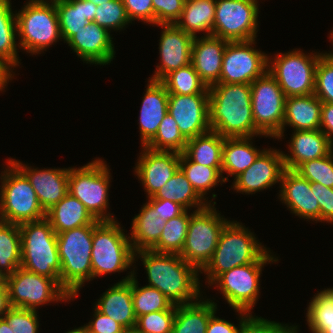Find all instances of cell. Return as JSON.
<instances>
[{
    "label": "cell",
    "mask_w": 333,
    "mask_h": 333,
    "mask_svg": "<svg viewBox=\"0 0 333 333\" xmlns=\"http://www.w3.org/2000/svg\"><path fill=\"white\" fill-rule=\"evenodd\" d=\"M190 217L191 214L185 210L181 215L167 220L158 243L151 250L180 254L186 240Z\"/></svg>",
    "instance_id": "cell-42"
},
{
    "label": "cell",
    "mask_w": 333,
    "mask_h": 333,
    "mask_svg": "<svg viewBox=\"0 0 333 333\" xmlns=\"http://www.w3.org/2000/svg\"><path fill=\"white\" fill-rule=\"evenodd\" d=\"M135 274L134 270L131 271L130 275L108 288L95 303L101 313L111 317L124 329L134 328L137 322L132 299V276Z\"/></svg>",
    "instance_id": "cell-25"
},
{
    "label": "cell",
    "mask_w": 333,
    "mask_h": 333,
    "mask_svg": "<svg viewBox=\"0 0 333 333\" xmlns=\"http://www.w3.org/2000/svg\"><path fill=\"white\" fill-rule=\"evenodd\" d=\"M15 14L20 38L18 47L27 53L39 54L62 39L55 0H29Z\"/></svg>",
    "instance_id": "cell-6"
},
{
    "label": "cell",
    "mask_w": 333,
    "mask_h": 333,
    "mask_svg": "<svg viewBox=\"0 0 333 333\" xmlns=\"http://www.w3.org/2000/svg\"><path fill=\"white\" fill-rule=\"evenodd\" d=\"M259 12L257 0H216L213 36L229 42L255 39Z\"/></svg>",
    "instance_id": "cell-14"
},
{
    "label": "cell",
    "mask_w": 333,
    "mask_h": 333,
    "mask_svg": "<svg viewBox=\"0 0 333 333\" xmlns=\"http://www.w3.org/2000/svg\"><path fill=\"white\" fill-rule=\"evenodd\" d=\"M14 333H38L36 310L12 307L4 316Z\"/></svg>",
    "instance_id": "cell-50"
},
{
    "label": "cell",
    "mask_w": 333,
    "mask_h": 333,
    "mask_svg": "<svg viewBox=\"0 0 333 333\" xmlns=\"http://www.w3.org/2000/svg\"><path fill=\"white\" fill-rule=\"evenodd\" d=\"M228 42L213 35L193 40L191 63L208 88L219 83L223 53Z\"/></svg>",
    "instance_id": "cell-24"
},
{
    "label": "cell",
    "mask_w": 333,
    "mask_h": 333,
    "mask_svg": "<svg viewBox=\"0 0 333 333\" xmlns=\"http://www.w3.org/2000/svg\"><path fill=\"white\" fill-rule=\"evenodd\" d=\"M165 224L166 221L157 217L154 208L146 202L132 220L129 239L133 250H151L158 243Z\"/></svg>",
    "instance_id": "cell-32"
},
{
    "label": "cell",
    "mask_w": 333,
    "mask_h": 333,
    "mask_svg": "<svg viewBox=\"0 0 333 333\" xmlns=\"http://www.w3.org/2000/svg\"><path fill=\"white\" fill-rule=\"evenodd\" d=\"M117 220L100 221L93 229L91 265L95 277L122 272L133 265L135 251Z\"/></svg>",
    "instance_id": "cell-7"
},
{
    "label": "cell",
    "mask_w": 333,
    "mask_h": 333,
    "mask_svg": "<svg viewBox=\"0 0 333 333\" xmlns=\"http://www.w3.org/2000/svg\"><path fill=\"white\" fill-rule=\"evenodd\" d=\"M11 308L7 286H0V317H3Z\"/></svg>",
    "instance_id": "cell-58"
},
{
    "label": "cell",
    "mask_w": 333,
    "mask_h": 333,
    "mask_svg": "<svg viewBox=\"0 0 333 333\" xmlns=\"http://www.w3.org/2000/svg\"><path fill=\"white\" fill-rule=\"evenodd\" d=\"M252 137L224 138L222 170L234 179L248 169L265 150L252 145Z\"/></svg>",
    "instance_id": "cell-33"
},
{
    "label": "cell",
    "mask_w": 333,
    "mask_h": 333,
    "mask_svg": "<svg viewBox=\"0 0 333 333\" xmlns=\"http://www.w3.org/2000/svg\"><path fill=\"white\" fill-rule=\"evenodd\" d=\"M179 168L185 174L187 180L191 183L196 192L204 198V195L219 182L228 181L227 177L222 175V167H208L189 160L183 153L179 161ZM222 179V180H221Z\"/></svg>",
    "instance_id": "cell-39"
},
{
    "label": "cell",
    "mask_w": 333,
    "mask_h": 333,
    "mask_svg": "<svg viewBox=\"0 0 333 333\" xmlns=\"http://www.w3.org/2000/svg\"><path fill=\"white\" fill-rule=\"evenodd\" d=\"M214 313L208 322L206 333H238L239 326L215 316Z\"/></svg>",
    "instance_id": "cell-57"
},
{
    "label": "cell",
    "mask_w": 333,
    "mask_h": 333,
    "mask_svg": "<svg viewBox=\"0 0 333 333\" xmlns=\"http://www.w3.org/2000/svg\"><path fill=\"white\" fill-rule=\"evenodd\" d=\"M132 276V299L136 318L151 312L169 310L174 304L158 289L151 286L139 287Z\"/></svg>",
    "instance_id": "cell-43"
},
{
    "label": "cell",
    "mask_w": 333,
    "mask_h": 333,
    "mask_svg": "<svg viewBox=\"0 0 333 333\" xmlns=\"http://www.w3.org/2000/svg\"><path fill=\"white\" fill-rule=\"evenodd\" d=\"M21 267V234L19 224L0 220V271L6 276Z\"/></svg>",
    "instance_id": "cell-38"
},
{
    "label": "cell",
    "mask_w": 333,
    "mask_h": 333,
    "mask_svg": "<svg viewBox=\"0 0 333 333\" xmlns=\"http://www.w3.org/2000/svg\"><path fill=\"white\" fill-rule=\"evenodd\" d=\"M161 82L169 94L191 95L209 93V88L201 80L192 63L171 71Z\"/></svg>",
    "instance_id": "cell-41"
},
{
    "label": "cell",
    "mask_w": 333,
    "mask_h": 333,
    "mask_svg": "<svg viewBox=\"0 0 333 333\" xmlns=\"http://www.w3.org/2000/svg\"><path fill=\"white\" fill-rule=\"evenodd\" d=\"M94 23L107 29L121 30L131 23L122 0H111L96 7Z\"/></svg>",
    "instance_id": "cell-46"
},
{
    "label": "cell",
    "mask_w": 333,
    "mask_h": 333,
    "mask_svg": "<svg viewBox=\"0 0 333 333\" xmlns=\"http://www.w3.org/2000/svg\"><path fill=\"white\" fill-rule=\"evenodd\" d=\"M163 29L160 42L159 54L160 65L152 75L151 80L161 81L173 70L187 66L191 63L192 43L194 37L178 28L175 24H159Z\"/></svg>",
    "instance_id": "cell-20"
},
{
    "label": "cell",
    "mask_w": 333,
    "mask_h": 333,
    "mask_svg": "<svg viewBox=\"0 0 333 333\" xmlns=\"http://www.w3.org/2000/svg\"><path fill=\"white\" fill-rule=\"evenodd\" d=\"M322 104L314 94L286 97L281 137L286 125L294 131L320 129Z\"/></svg>",
    "instance_id": "cell-28"
},
{
    "label": "cell",
    "mask_w": 333,
    "mask_h": 333,
    "mask_svg": "<svg viewBox=\"0 0 333 333\" xmlns=\"http://www.w3.org/2000/svg\"><path fill=\"white\" fill-rule=\"evenodd\" d=\"M87 1H91V2H93L95 5H101L102 3L104 4L105 2H109V1H111V0H87Z\"/></svg>",
    "instance_id": "cell-64"
},
{
    "label": "cell",
    "mask_w": 333,
    "mask_h": 333,
    "mask_svg": "<svg viewBox=\"0 0 333 333\" xmlns=\"http://www.w3.org/2000/svg\"><path fill=\"white\" fill-rule=\"evenodd\" d=\"M0 286H6V275L0 271Z\"/></svg>",
    "instance_id": "cell-62"
},
{
    "label": "cell",
    "mask_w": 333,
    "mask_h": 333,
    "mask_svg": "<svg viewBox=\"0 0 333 333\" xmlns=\"http://www.w3.org/2000/svg\"><path fill=\"white\" fill-rule=\"evenodd\" d=\"M21 234V267L29 272L54 279L61 286L57 234L50 222L39 221L19 224Z\"/></svg>",
    "instance_id": "cell-5"
},
{
    "label": "cell",
    "mask_w": 333,
    "mask_h": 333,
    "mask_svg": "<svg viewBox=\"0 0 333 333\" xmlns=\"http://www.w3.org/2000/svg\"><path fill=\"white\" fill-rule=\"evenodd\" d=\"M269 262H254L234 267L220 274L211 285H217L223 298L234 310L250 313L259 297L262 268Z\"/></svg>",
    "instance_id": "cell-16"
},
{
    "label": "cell",
    "mask_w": 333,
    "mask_h": 333,
    "mask_svg": "<svg viewBox=\"0 0 333 333\" xmlns=\"http://www.w3.org/2000/svg\"><path fill=\"white\" fill-rule=\"evenodd\" d=\"M0 333H14L4 317H0Z\"/></svg>",
    "instance_id": "cell-60"
},
{
    "label": "cell",
    "mask_w": 333,
    "mask_h": 333,
    "mask_svg": "<svg viewBox=\"0 0 333 333\" xmlns=\"http://www.w3.org/2000/svg\"><path fill=\"white\" fill-rule=\"evenodd\" d=\"M186 0H152L153 24H175L180 18Z\"/></svg>",
    "instance_id": "cell-51"
},
{
    "label": "cell",
    "mask_w": 333,
    "mask_h": 333,
    "mask_svg": "<svg viewBox=\"0 0 333 333\" xmlns=\"http://www.w3.org/2000/svg\"><path fill=\"white\" fill-rule=\"evenodd\" d=\"M60 33L67 41L88 22H93L97 5L87 0H55Z\"/></svg>",
    "instance_id": "cell-31"
},
{
    "label": "cell",
    "mask_w": 333,
    "mask_h": 333,
    "mask_svg": "<svg viewBox=\"0 0 333 333\" xmlns=\"http://www.w3.org/2000/svg\"><path fill=\"white\" fill-rule=\"evenodd\" d=\"M209 125L224 138L257 137L251 84L217 83L209 87Z\"/></svg>",
    "instance_id": "cell-2"
},
{
    "label": "cell",
    "mask_w": 333,
    "mask_h": 333,
    "mask_svg": "<svg viewBox=\"0 0 333 333\" xmlns=\"http://www.w3.org/2000/svg\"><path fill=\"white\" fill-rule=\"evenodd\" d=\"M294 171L309 182L333 188V150L324 157L300 164Z\"/></svg>",
    "instance_id": "cell-45"
},
{
    "label": "cell",
    "mask_w": 333,
    "mask_h": 333,
    "mask_svg": "<svg viewBox=\"0 0 333 333\" xmlns=\"http://www.w3.org/2000/svg\"><path fill=\"white\" fill-rule=\"evenodd\" d=\"M176 314V305L169 310H162L141 315L135 328L139 333H172Z\"/></svg>",
    "instance_id": "cell-49"
},
{
    "label": "cell",
    "mask_w": 333,
    "mask_h": 333,
    "mask_svg": "<svg viewBox=\"0 0 333 333\" xmlns=\"http://www.w3.org/2000/svg\"><path fill=\"white\" fill-rule=\"evenodd\" d=\"M323 54L307 55L299 49L279 53L274 61L268 58V71L286 97L310 95L314 93L316 67Z\"/></svg>",
    "instance_id": "cell-11"
},
{
    "label": "cell",
    "mask_w": 333,
    "mask_h": 333,
    "mask_svg": "<svg viewBox=\"0 0 333 333\" xmlns=\"http://www.w3.org/2000/svg\"><path fill=\"white\" fill-rule=\"evenodd\" d=\"M7 163L0 176V220L21 224L46 218L26 176L10 160Z\"/></svg>",
    "instance_id": "cell-8"
},
{
    "label": "cell",
    "mask_w": 333,
    "mask_h": 333,
    "mask_svg": "<svg viewBox=\"0 0 333 333\" xmlns=\"http://www.w3.org/2000/svg\"><path fill=\"white\" fill-rule=\"evenodd\" d=\"M286 96L267 71L251 83V107L256 129L262 136L281 139Z\"/></svg>",
    "instance_id": "cell-12"
},
{
    "label": "cell",
    "mask_w": 333,
    "mask_h": 333,
    "mask_svg": "<svg viewBox=\"0 0 333 333\" xmlns=\"http://www.w3.org/2000/svg\"><path fill=\"white\" fill-rule=\"evenodd\" d=\"M128 19L131 21L142 20L144 23H153L152 0H122Z\"/></svg>",
    "instance_id": "cell-53"
},
{
    "label": "cell",
    "mask_w": 333,
    "mask_h": 333,
    "mask_svg": "<svg viewBox=\"0 0 333 333\" xmlns=\"http://www.w3.org/2000/svg\"><path fill=\"white\" fill-rule=\"evenodd\" d=\"M224 137L215 131L187 140L183 154L192 162L208 167H222Z\"/></svg>",
    "instance_id": "cell-35"
},
{
    "label": "cell",
    "mask_w": 333,
    "mask_h": 333,
    "mask_svg": "<svg viewBox=\"0 0 333 333\" xmlns=\"http://www.w3.org/2000/svg\"><path fill=\"white\" fill-rule=\"evenodd\" d=\"M148 203L154 208L157 217L164 221L177 217L186 210L179 203L165 199H154L150 197L148 198Z\"/></svg>",
    "instance_id": "cell-55"
},
{
    "label": "cell",
    "mask_w": 333,
    "mask_h": 333,
    "mask_svg": "<svg viewBox=\"0 0 333 333\" xmlns=\"http://www.w3.org/2000/svg\"><path fill=\"white\" fill-rule=\"evenodd\" d=\"M10 1L0 0V61L13 73L12 67L15 68L20 62L17 57L18 44L15 41L16 14L12 11Z\"/></svg>",
    "instance_id": "cell-37"
},
{
    "label": "cell",
    "mask_w": 333,
    "mask_h": 333,
    "mask_svg": "<svg viewBox=\"0 0 333 333\" xmlns=\"http://www.w3.org/2000/svg\"><path fill=\"white\" fill-rule=\"evenodd\" d=\"M107 166L105 161L98 158L81 168L70 167L68 177L69 194L77 198L99 221L115 220L112 214L106 212L111 180V169Z\"/></svg>",
    "instance_id": "cell-9"
},
{
    "label": "cell",
    "mask_w": 333,
    "mask_h": 333,
    "mask_svg": "<svg viewBox=\"0 0 333 333\" xmlns=\"http://www.w3.org/2000/svg\"><path fill=\"white\" fill-rule=\"evenodd\" d=\"M216 311L217 303L210 299L176 305L172 333H206L210 317Z\"/></svg>",
    "instance_id": "cell-30"
},
{
    "label": "cell",
    "mask_w": 333,
    "mask_h": 333,
    "mask_svg": "<svg viewBox=\"0 0 333 333\" xmlns=\"http://www.w3.org/2000/svg\"><path fill=\"white\" fill-rule=\"evenodd\" d=\"M284 170L283 152L266 148L248 169L234 179L232 187L240 193L255 194L281 182Z\"/></svg>",
    "instance_id": "cell-18"
},
{
    "label": "cell",
    "mask_w": 333,
    "mask_h": 333,
    "mask_svg": "<svg viewBox=\"0 0 333 333\" xmlns=\"http://www.w3.org/2000/svg\"><path fill=\"white\" fill-rule=\"evenodd\" d=\"M96 225H85L57 234L61 287L71 300L78 296L84 282L92 279L91 250Z\"/></svg>",
    "instance_id": "cell-4"
},
{
    "label": "cell",
    "mask_w": 333,
    "mask_h": 333,
    "mask_svg": "<svg viewBox=\"0 0 333 333\" xmlns=\"http://www.w3.org/2000/svg\"><path fill=\"white\" fill-rule=\"evenodd\" d=\"M138 161L135 165V173L144 185L147 198L153 197L161 187L179 169L181 154L172 151H156L142 146Z\"/></svg>",
    "instance_id": "cell-19"
},
{
    "label": "cell",
    "mask_w": 333,
    "mask_h": 333,
    "mask_svg": "<svg viewBox=\"0 0 333 333\" xmlns=\"http://www.w3.org/2000/svg\"><path fill=\"white\" fill-rule=\"evenodd\" d=\"M330 39H332V42H333V31L330 33ZM332 56H333V52H329Z\"/></svg>",
    "instance_id": "cell-65"
},
{
    "label": "cell",
    "mask_w": 333,
    "mask_h": 333,
    "mask_svg": "<svg viewBox=\"0 0 333 333\" xmlns=\"http://www.w3.org/2000/svg\"><path fill=\"white\" fill-rule=\"evenodd\" d=\"M253 44L255 39L227 43L219 83L251 84L268 71L270 56L255 49Z\"/></svg>",
    "instance_id": "cell-15"
},
{
    "label": "cell",
    "mask_w": 333,
    "mask_h": 333,
    "mask_svg": "<svg viewBox=\"0 0 333 333\" xmlns=\"http://www.w3.org/2000/svg\"><path fill=\"white\" fill-rule=\"evenodd\" d=\"M65 333H89L86 326L78 327L73 330H69L68 332Z\"/></svg>",
    "instance_id": "cell-61"
},
{
    "label": "cell",
    "mask_w": 333,
    "mask_h": 333,
    "mask_svg": "<svg viewBox=\"0 0 333 333\" xmlns=\"http://www.w3.org/2000/svg\"><path fill=\"white\" fill-rule=\"evenodd\" d=\"M46 219L56 234L100 222L89 213L77 198L69 193L59 203L46 211Z\"/></svg>",
    "instance_id": "cell-29"
},
{
    "label": "cell",
    "mask_w": 333,
    "mask_h": 333,
    "mask_svg": "<svg viewBox=\"0 0 333 333\" xmlns=\"http://www.w3.org/2000/svg\"><path fill=\"white\" fill-rule=\"evenodd\" d=\"M240 314V328L238 333H298L297 326L277 323L262 317H255L252 314L236 310Z\"/></svg>",
    "instance_id": "cell-48"
},
{
    "label": "cell",
    "mask_w": 333,
    "mask_h": 333,
    "mask_svg": "<svg viewBox=\"0 0 333 333\" xmlns=\"http://www.w3.org/2000/svg\"><path fill=\"white\" fill-rule=\"evenodd\" d=\"M280 183V201L285 203L291 213L307 221H320V206L315 190H311L307 179L294 170L285 169Z\"/></svg>",
    "instance_id": "cell-23"
},
{
    "label": "cell",
    "mask_w": 333,
    "mask_h": 333,
    "mask_svg": "<svg viewBox=\"0 0 333 333\" xmlns=\"http://www.w3.org/2000/svg\"><path fill=\"white\" fill-rule=\"evenodd\" d=\"M256 239L242 223L229 221L222 229L211 260L201 270L207 275L208 285L211 286L220 274L234 267L254 262L278 261Z\"/></svg>",
    "instance_id": "cell-3"
},
{
    "label": "cell",
    "mask_w": 333,
    "mask_h": 333,
    "mask_svg": "<svg viewBox=\"0 0 333 333\" xmlns=\"http://www.w3.org/2000/svg\"><path fill=\"white\" fill-rule=\"evenodd\" d=\"M94 319L86 326L89 333H120L124 328L111 317L101 313L96 307Z\"/></svg>",
    "instance_id": "cell-54"
},
{
    "label": "cell",
    "mask_w": 333,
    "mask_h": 333,
    "mask_svg": "<svg viewBox=\"0 0 333 333\" xmlns=\"http://www.w3.org/2000/svg\"><path fill=\"white\" fill-rule=\"evenodd\" d=\"M28 179L36 192L41 207L46 212L68 193L69 168L32 169L15 159H9Z\"/></svg>",
    "instance_id": "cell-21"
},
{
    "label": "cell",
    "mask_w": 333,
    "mask_h": 333,
    "mask_svg": "<svg viewBox=\"0 0 333 333\" xmlns=\"http://www.w3.org/2000/svg\"><path fill=\"white\" fill-rule=\"evenodd\" d=\"M313 94L322 103H333V56L330 53H324L318 60Z\"/></svg>",
    "instance_id": "cell-47"
},
{
    "label": "cell",
    "mask_w": 333,
    "mask_h": 333,
    "mask_svg": "<svg viewBox=\"0 0 333 333\" xmlns=\"http://www.w3.org/2000/svg\"><path fill=\"white\" fill-rule=\"evenodd\" d=\"M208 110L209 93L169 94L168 113L173 116L187 140L211 130Z\"/></svg>",
    "instance_id": "cell-17"
},
{
    "label": "cell",
    "mask_w": 333,
    "mask_h": 333,
    "mask_svg": "<svg viewBox=\"0 0 333 333\" xmlns=\"http://www.w3.org/2000/svg\"><path fill=\"white\" fill-rule=\"evenodd\" d=\"M152 198L177 202L186 210L192 207L200 210L209 204L196 192L180 168Z\"/></svg>",
    "instance_id": "cell-36"
},
{
    "label": "cell",
    "mask_w": 333,
    "mask_h": 333,
    "mask_svg": "<svg viewBox=\"0 0 333 333\" xmlns=\"http://www.w3.org/2000/svg\"><path fill=\"white\" fill-rule=\"evenodd\" d=\"M288 145L290 155L284 154L285 169L295 170L300 164L328 155L333 147L320 129L294 131Z\"/></svg>",
    "instance_id": "cell-27"
},
{
    "label": "cell",
    "mask_w": 333,
    "mask_h": 333,
    "mask_svg": "<svg viewBox=\"0 0 333 333\" xmlns=\"http://www.w3.org/2000/svg\"><path fill=\"white\" fill-rule=\"evenodd\" d=\"M138 256L147 271L148 286L158 289L174 305L199 300L200 271L179 254L141 250L135 252L134 259Z\"/></svg>",
    "instance_id": "cell-1"
},
{
    "label": "cell",
    "mask_w": 333,
    "mask_h": 333,
    "mask_svg": "<svg viewBox=\"0 0 333 333\" xmlns=\"http://www.w3.org/2000/svg\"><path fill=\"white\" fill-rule=\"evenodd\" d=\"M320 130L326 134L333 147V103L322 104Z\"/></svg>",
    "instance_id": "cell-56"
},
{
    "label": "cell",
    "mask_w": 333,
    "mask_h": 333,
    "mask_svg": "<svg viewBox=\"0 0 333 333\" xmlns=\"http://www.w3.org/2000/svg\"><path fill=\"white\" fill-rule=\"evenodd\" d=\"M210 203L191 213L186 240L181 253L184 261L194 265L200 272L211 260L218 244L219 236L229 220L217 213Z\"/></svg>",
    "instance_id": "cell-10"
},
{
    "label": "cell",
    "mask_w": 333,
    "mask_h": 333,
    "mask_svg": "<svg viewBox=\"0 0 333 333\" xmlns=\"http://www.w3.org/2000/svg\"><path fill=\"white\" fill-rule=\"evenodd\" d=\"M216 0H186L183 12L175 25L192 37L205 31L204 36L213 35Z\"/></svg>",
    "instance_id": "cell-34"
},
{
    "label": "cell",
    "mask_w": 333,
    "mask_h": 333,
    "mask_svg": "<svg viewBox=\"0 0 333 333\" xmlns=\"http://www.w3.org/2000/svg\"><path fill=\"white\" fill-rule=\"evenodd\" d=\"M12 75L11 71L0 61V91L4 90L9 80L12 79Z\"/></svg>",
    "instance_id": "cell-59"
},
{
    "label": "cell",
    "mask_w": 333,
    "mask_h": 333,
    "mask_svg": "<svg viewBox=\"0 0 333 333\" xmlns=\"http://www.w3.org/2000/svg\"><path fill=\"white\" fill-rule=\"evenodd\" d=\"M110 32L94 22H88L66 43L83 61L106 65L114 59L115 51Z\"/></svg>",
    "instance_id": "cell-22"
},
{
    "label": "cell",
    "mask_w": 333,
    "mask_h": 333,
    "mask_svg": "<svg viewBox=\"0 0 333 333\" xmlns=\"http://www.w3.org/2000/svg\"><path fill=\"white\" fill-rule=\"evenodd\" d=\"M120 333H139V332H138L137 329L134 327V328L123 329Z\"/></svg>",
    "instance_id": "cell-63"
},
{
    "label": "cell",
    "mask_w": 333,
    "mask_h": 333,
    "mask_svg": "<svg viewBox=\"0 0 333 333\" xmlns=\"http://www.w3.org/2000/svg\"><path fill=\"white\" fill-rule=\"evenodd\" d=\"M311 190L320 206V222L333 223V188H327L320 183L310 182Z\"/></svg>",
    "instance_id": "cell-52"
},
{
    "label": "cell",
    "mask_w": 333,
    "mask_h": 333,
    "mask_svg": "<svg viewBox=\"0 0 333 333\" xmlns=\"http://www.w3.org/2000/svg\"><path fill=\"white\" fill-rule=\"evenodd\" d=\"M139 116L141 146H146L156 135L159 125L168 112L169 93L161 81L149 79Z\"/></svg>",
    "instance_id": "cell-26"
},
{
    "label": "cell",
    "mask_w": 333,
    "mask_h": 333,
    "mask_svg": "<svg viewBox=\"0 0 333 333\" xmlns=\"http://www.w3.org/2000/svg\"><path fill=\"white\" fill-rule=\"evenodd\" d=\"M307 324L312 333H333V288L318 291L309 302Z\"/></svg>",
    "instance_id": "cell-40"
},
{
    "label": "cell",
    "mask_w": 333,
    "mask_h": 333,
    "mask_svg": "<svg viewBox=\"0 0 333 333\" xmlns=\"http://www.w3.org/2000/svg\"><path fill=\"white\" fill-rule=\"evenodd\" d=\"M187 139L182 135L173 116L168 112L162 119L154 138L146 145L156 151L183 153Z\"/></svg>",
    "instance_id": "cell-44"
},
{
    "label": "cell",
    "mask_w": 333,
    "mask_h": 333,
    "mask_svg": "<svg viewBox=\"0 0 333 333\" xmlns=\"http://www.w3.org/2000/svg\"><path fill=\"white\" fill-rule=\"evenodd\" d=\"M6 286L11 307L36 310L52 301H70V295L54 279L22 267L6 276Z\"/></svg>",
    "instance_id": "cell-13"
}]
</instances>
